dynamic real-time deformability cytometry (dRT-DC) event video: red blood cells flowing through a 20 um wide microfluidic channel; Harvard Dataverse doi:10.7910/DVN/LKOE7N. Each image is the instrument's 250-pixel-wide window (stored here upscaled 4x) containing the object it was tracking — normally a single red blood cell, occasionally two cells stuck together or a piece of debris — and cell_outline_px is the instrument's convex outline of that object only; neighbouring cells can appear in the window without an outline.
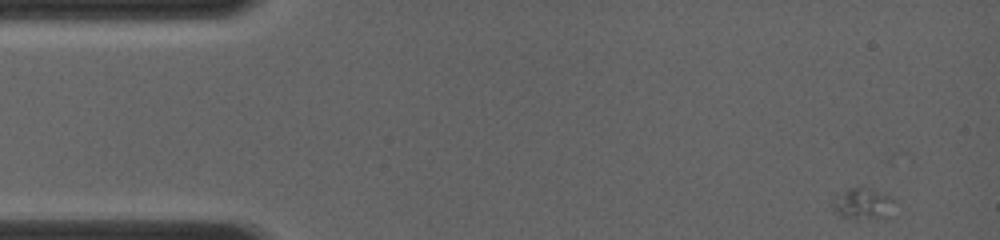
{"species": "common noctule bat (a hibernating species)", "species_latin": "Nyctalus noctula", "temperature_condition": "room temperature", "stored_images_in_passage": 8, "camera_frame_rate_fps": 4000, "um_per_image_px": 0.085, "animal": {"sex": "female", "body_mass_g": 19.0, "forearm_length_mm": 56.7}, "frame": {"image": 1, "passage_image": 1, "time_ms": 0.0, "image_size_px": [1000, 240], "cell_outline_px": [[896, 200], [880, 216], [856, 220], [840, 216], [832, 208], [832, 200], [836, 192], [848, 188], [872, 188]], "centroid_in_image_um": [73.17, 17.27], "position_along_channel_um": 11.8, "area_um2": 10.92}}